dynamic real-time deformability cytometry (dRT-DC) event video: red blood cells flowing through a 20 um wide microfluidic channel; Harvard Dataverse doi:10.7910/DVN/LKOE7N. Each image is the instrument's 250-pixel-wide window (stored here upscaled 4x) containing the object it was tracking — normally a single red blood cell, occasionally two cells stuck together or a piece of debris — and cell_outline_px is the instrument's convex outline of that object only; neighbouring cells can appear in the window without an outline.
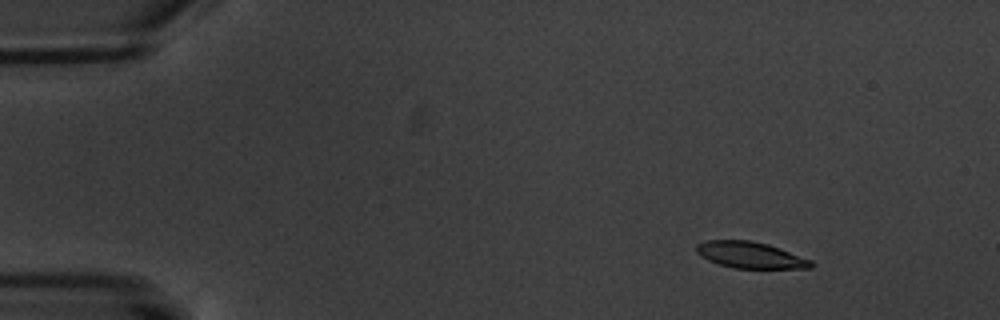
{"species": "common noctule bat (a hibernating species)", "species_latin": "Nyctalus noctula", "temperature_condition": "warm", "stored_images_in_passage": 5, "camera_frame_rate_fps": 3000, "um_per_image_px": 0.085, "animal": {"sex": "male", "body_mass_g": 20.1, "forearm_length_mm": 53.5}, "frame": {"image": 1, "passage_image": 1, "time_ms": 0.0, "image_size_px": [1000, 320], "cell_outline_px": [[812, 268], [732, 268], [708, 260], [700, 256], [696, 252], [696, 244], [704, 240], [752, 240], [768, 244], [812, 260]], "centroid_in_image_um": [63.74, 21.67], "position_along_channel_um": 21.3, "area_um2": 17.63}}
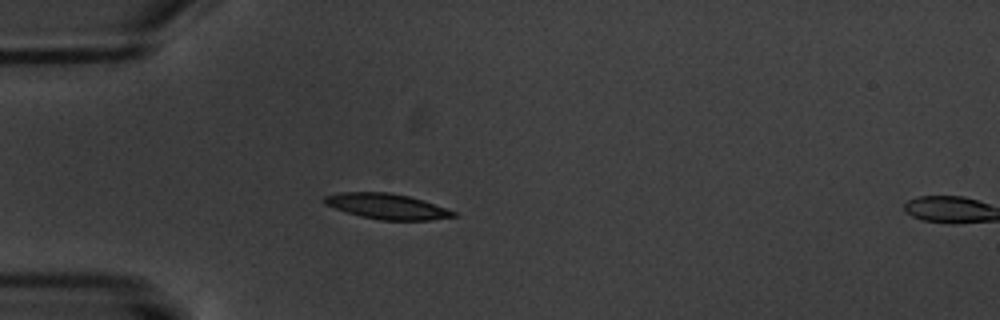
{"frame": {"image": 2, "passage_image": 4, "time_ms": 3.333, "image_size_px": [1000, 320], "cell_outline_px": [[456, 216], [428, 220], [380, 220], [360, 216], [324, 204], [320, 200], [324, 196], [340, 192], [388, 192], [408, 196], [424, 200], [456, 212]], "centroid_in_image_um": [32.85, 17.53], "position_along_channel_um": 52.1, "area_um2": 19.07}}